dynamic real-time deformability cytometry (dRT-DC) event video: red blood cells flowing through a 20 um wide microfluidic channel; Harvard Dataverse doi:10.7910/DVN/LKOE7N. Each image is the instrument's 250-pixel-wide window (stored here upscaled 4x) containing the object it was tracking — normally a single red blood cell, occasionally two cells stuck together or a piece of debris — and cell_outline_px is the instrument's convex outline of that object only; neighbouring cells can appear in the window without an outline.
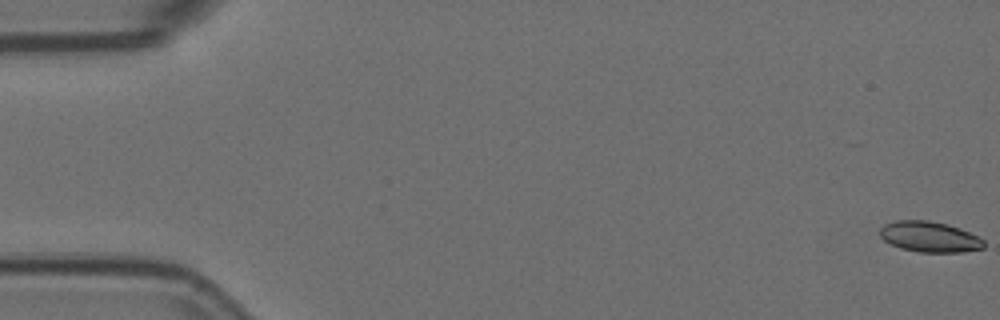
{"species": "Egyptian fruit bat (a non-hibernating species)", "species_latin": "Rousettus aegyptiacus", "temperature_condition": "room temperature", "stored_images_in_passage": 58, "camera_frame_rate_fps": 3000, "um_per_image_px": 0.085, "animal": {"sex": "female"}, "frame": {"image": 1, "passage_image": 1, "time_ms": 0.0, "image_size_px": [1000, 320], "cell_outline_px": [[984, 248], [964, 252], [920, 252], [900, 248], [884, 240], [880, 236], [880, 228], [884, 224], [896, 220], [928, 220], [948, 224], [960, 228], [980, 236], [984, 240]], "centroid_in_image_um": [79.04, 20.12], "position_along_channel_um": 6.0, "area_um2": 18.73}}
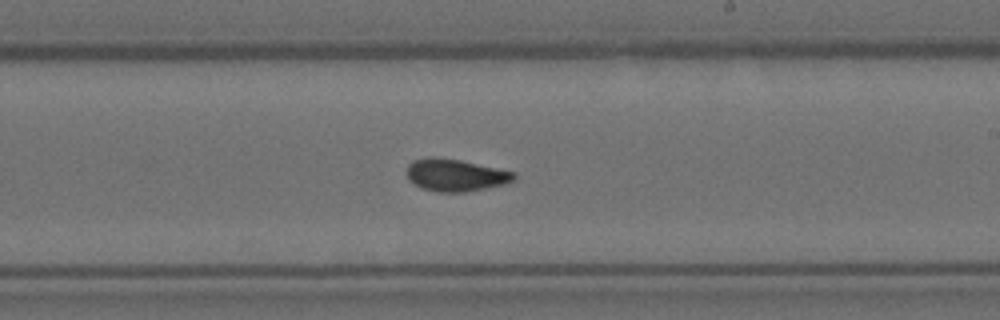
{"frame": {"image": 2, "passage_image": 34, "time_ms": 11.0, "image_size_px": [1000, 320], "cell_outline_px": [[516, 180], [504, 184], [464, 192], [440, 192], [420, 188], [408, 180], [408, 164], [412, 160], [428, 156], [432, 156], [460, 160], [516, 172]], "centroid_in_image_um": [38.7, 14.87], "position_along_channel_um": 250.3, "area_um2": 20.23}}
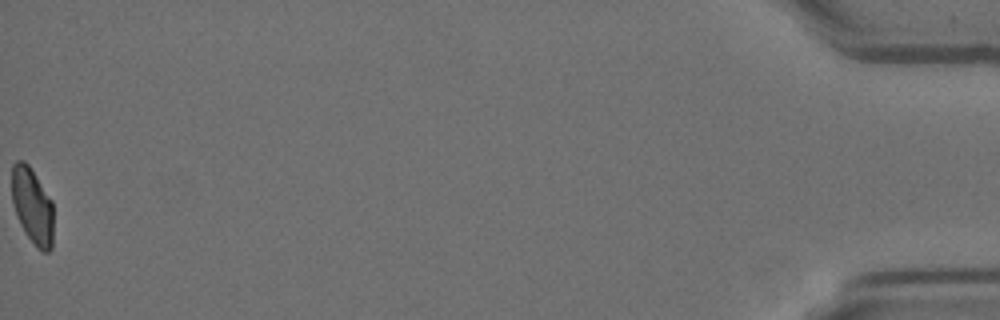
{"frame": {"image": 3, "passage_image": 58, "time_ms": 19.0, "image_size_px": [1000, 320], "cell_outline_px": [[52, 248], [48, 252], [44, 252], [36, 248], [24, 232], [16, 216], [12, 200], [12, 164], [16, 160], [24, 160], [28, 164], [52, 200]], "centroid_in_image_um": [2.73, 17.51], "position_along_channel_um": 432.5, "area_um2": 18.55}, "authors_computed_cell_mechanics": {"area_um2": 19.5653, "velocity_mm_per_s": 3.5708, "shape_relaxation_time_tau1_ms": 7.129, "shape_relaxation_time_tau2_ms": 1.7807, "deformation_change_tau1": 0.1543, "deformation_change_tau2": 0.0564}}